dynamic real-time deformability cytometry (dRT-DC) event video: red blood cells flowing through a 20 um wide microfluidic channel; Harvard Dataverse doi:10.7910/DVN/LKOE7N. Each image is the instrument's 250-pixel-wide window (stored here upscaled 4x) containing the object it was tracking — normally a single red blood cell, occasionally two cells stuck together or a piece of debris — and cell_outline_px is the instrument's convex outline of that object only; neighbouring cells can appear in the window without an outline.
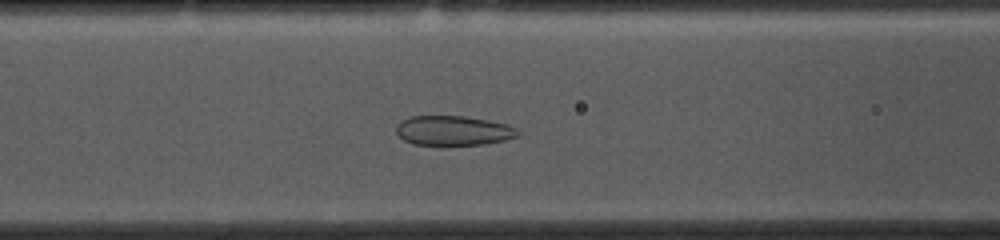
{"species": "common noctule bat (a hibernating species)", "species_latin": "Nyctalus noctula", "temperature_condition": "cold", "stored_images_in_passage": 34, "camera_frame_rate_fps": 3000, "um_per_image_px": 0.085, "animal": {"sex": "female", "body_mass_g": 10.0, "forearm_length_mm": 53.1}, "frame": {"image": 1, "passage_image": 20, "time_ms": 6.333, "image_size_px": [1000, 240], "cell_outline_px": [[520, 136], [504, 140], [484, 144], [440, 148], [412, 144], [404, 140], [396, 132], [396, 128], [400, 120], [408, 116], [464, 116], [488, 120], [508, 124], [516, 128], [520, 132]], "centroid_in_image_um": [38.51, 11.14], "position_along_channel_um": 128.1, "area_um2": 22.02}}
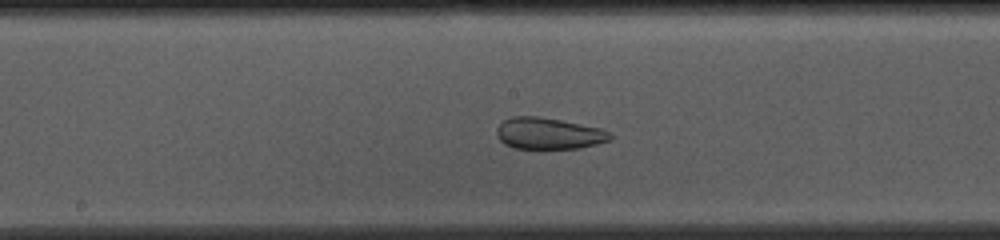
{"frame": {"image": 2, "passage_image": 26, "time_ms": 8.333, "image_size_px": [1000, 240], "cell_outline_px": [[612, 140], [580, 148], [512, 148], [504, 144], [496, 136], [496, 128], [504, 120], [512, 116], [540, 116], [600, 128], [612, 132]], "centroid_in_image_um": [46.63, 11.34], "position_along_channel_um": 201.6, "area_um2": 20.92}}
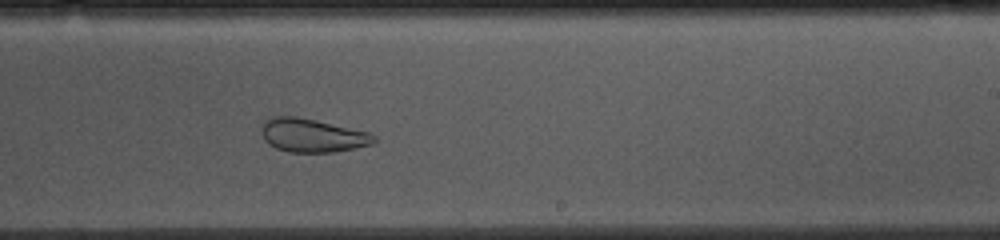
{"frame": {"image": 3, "passage_image": 31, "time_ms": 10.0, "image_size_px": [1000, 240], "cell_outline_px": [[376, 140], [372, 144], [356, 148], [336, 152], [288, 152], [276, 148], [268, 144], [264, 140], [260, 132], [260, 124], [264, 120], [272, 116], [296, 116], [368, 132], [376, 136]], "centroid_in_image_um": [26.48, 11.51], "position_along_channel_um": 262.5, "area_um2": 22.14}}